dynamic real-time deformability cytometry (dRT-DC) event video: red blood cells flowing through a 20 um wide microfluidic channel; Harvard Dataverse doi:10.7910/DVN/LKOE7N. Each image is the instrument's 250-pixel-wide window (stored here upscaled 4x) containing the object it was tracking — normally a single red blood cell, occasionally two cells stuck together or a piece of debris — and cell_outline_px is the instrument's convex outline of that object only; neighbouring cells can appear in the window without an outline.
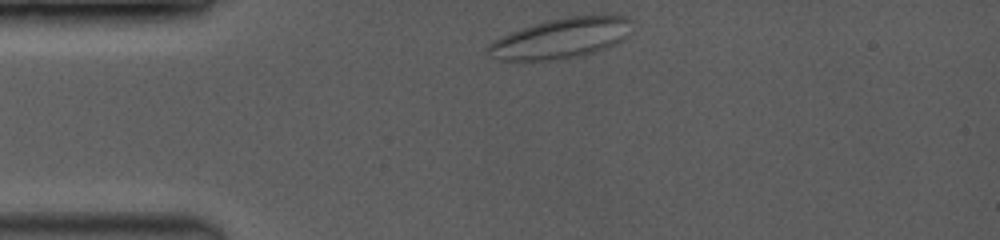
{"species": "common noctule bat (a hibernating species)", "species_latin": "Nyctalus noctula", "temperature_condition": "room temperature", "stored_images_in_passage": 42, "camera_frame_rate_fps": 3500, "um_per_image_px": 0.085, "animal": {"sex": "female", "body_mass_g": 19.0, "forearm_length_mm": 53.3}, "frame": {"image": 1, "passage_image": 1, "time_ms": 0.0, "image_size_px": [1000, 240], "cell_outline_px": [[628, 20], [624, 36], [616, 44], [580, 56], [560, 60], [500, 60], [488, 48], [488, 44], [500, 36], [520, 28], [532, 24], [564, 16], [624, 16]], "centroid_in_image_um": [47.6, 3.25], "position_along_channel_um": 37.4, "area_um2": 32.77}}
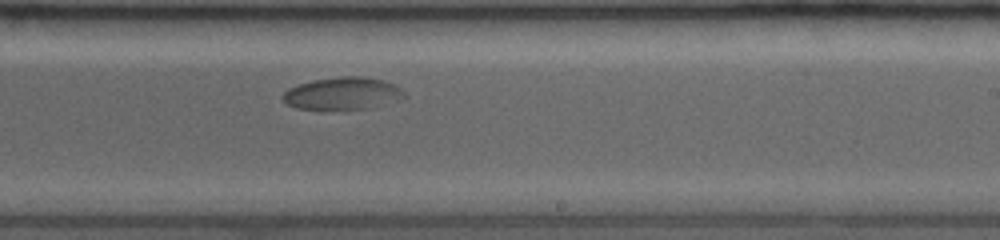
{"frame": {"image": 2, "passage_image": 25, "time_ms": 6.857, "image_size_px": [1000, 240], "cell_outline_px": [[408, 96], [368, 108], [296, 108], [288, 104], [280, 96], [288, 88], [312, 80], [340, 76], [360, 76], [384, 80], [396, 84]], "centroid_in_image_um": [29.12, 7.91], "position_along_channel_um": 259.9, "area_um2": 22.48}}
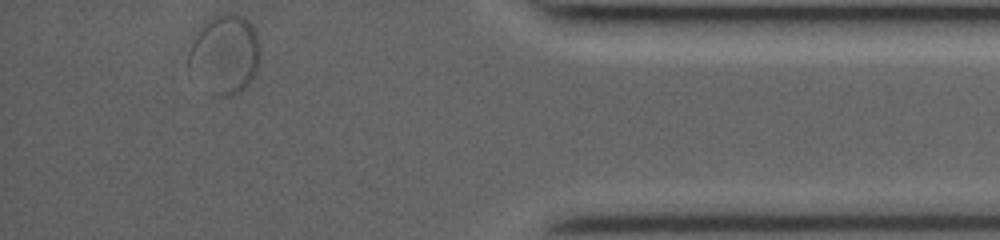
{"frame": {"image": 3, "passage_image": 42, "time_ms": 11.714, "image_size_px": [1000, 240], "cell_outline_px": [[260, 60], [256, 72], [248, 84], [240, 92], [232, 96], [212, 96], [188, 68], [188, 52], [192, 44], [200, 32], [212, 16], [232, 12], [244, 16], [252, 24], [260, 44]], "centroid_in_image_um": [19.15, 4.64], "position_along_channel_um": 416.1, "area_um2": 33.0}, "authors_computed_cell_mechanics": {"area_um2": 24.1893, "velocity_mm_per_s": 3.7481, "shape_relaxation_time_tau1_ms": 3.586, "shape_relaxation_time_tau2_ms": null, "deformation_change_tau1": 0.0723, "deformation_change_tau2": null}}